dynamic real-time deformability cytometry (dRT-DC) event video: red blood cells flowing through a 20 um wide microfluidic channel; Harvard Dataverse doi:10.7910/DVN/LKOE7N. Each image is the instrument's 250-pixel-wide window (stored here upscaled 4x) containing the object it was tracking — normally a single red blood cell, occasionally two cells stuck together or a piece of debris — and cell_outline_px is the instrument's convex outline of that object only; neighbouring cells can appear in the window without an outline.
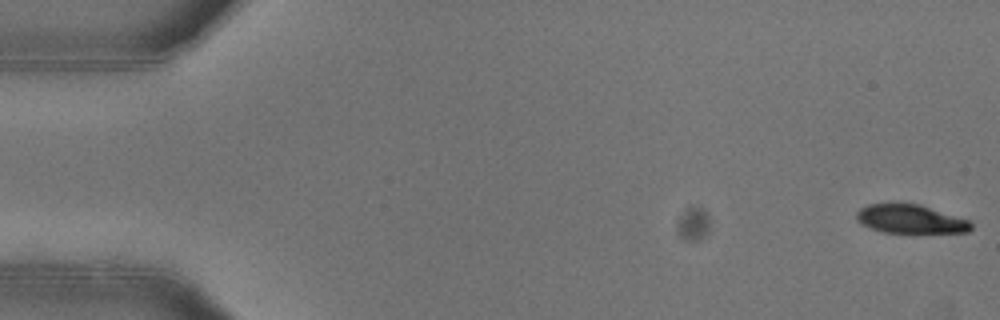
{"species": "common noctule bat (a hibernating species)", "species_latin": "Nyctalus noctula", "temperature_condition": "warm", "stored_images_in_passage": 52, "camera_frame_rate_fps": 3000, "um_per_image_px": 0.085, "animal": {"sex": "female"}, "frame": {"image": 1, "passage_image": 1, "time_ms": 0.0, "image_size_px": [1000, 320], "cell_outline_px": [[972, 228], [968, 232], [884, 232], [872, 228], [856, 220], [856, 212], [860, 208], [868, 204], [892, 200], [920, 204], [968, 220], [972, 224]], "centroid_in_image_um": [77.32, 18.56], "position_along_channel_um": 7.7, "area_um2": 19.48}}
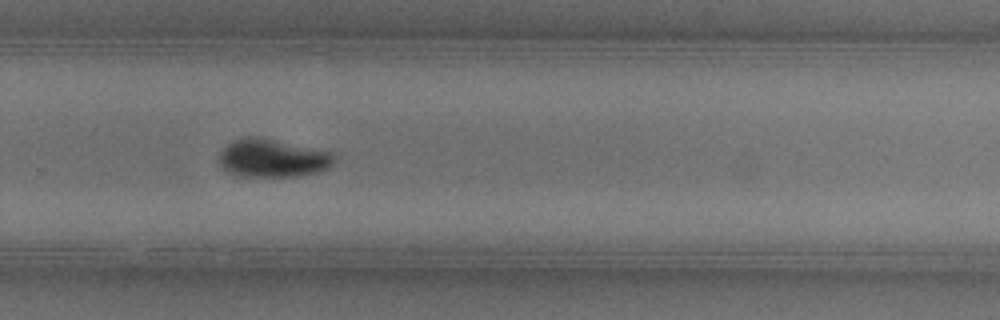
{"frame": {"image": 2, "passage_image": 35, "time_ms": 11.333, "image_size_px": [1000, 320], "cell_outline_px": [[336, 156], [332, 164], [328, 168], [320, 172], [296, 176], [240, 176], [228, 172], [220, 168], [220, 152], [232, 140], [244, 136], [260, 136], [332, 152]], "centroid_in_image_um": [23.16, 13.43], "position_along_channel_um": 306.6, "area_um2": 25.84}}
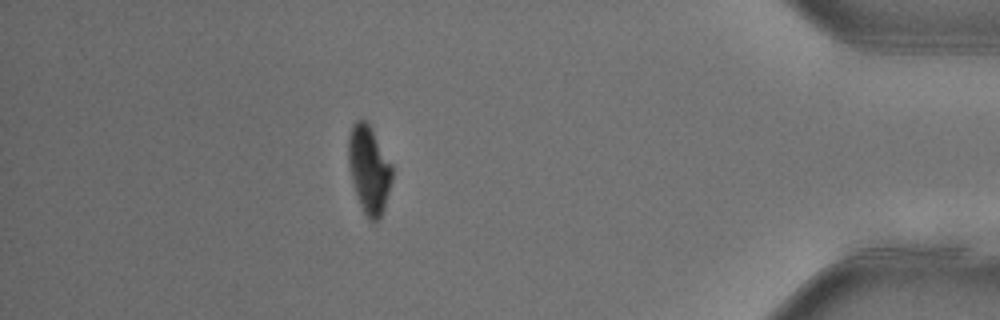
{"frame": {"image": 3, "passage_image": 46, "time_ms": 15.0, "image_size_px": [1000, 320], "cell_outline_px": [[392, 180], [384, 208], [380, 216], [376, 220], [368, 220], [356, 196], [348, 164], [348, 136], [352, 124], [356, 120], [364, 120], [368, 124], [392, 164]], "centroid_in_image_um": [31.35, 14.4], "position_along_channel_um": 403.9, "area_um2": 22.08}, "authors_computed_cell_mechanics": {"area_um2": 24.1026, "velocity_mm_per_s": 3.9691, "shape_relaxation_time_tau1_ms": 3.2167, "shape_relaxation_time_tau2_ms": null, "deformation_change_tau1": 0.1627, "deformation_change_tau2": null}}